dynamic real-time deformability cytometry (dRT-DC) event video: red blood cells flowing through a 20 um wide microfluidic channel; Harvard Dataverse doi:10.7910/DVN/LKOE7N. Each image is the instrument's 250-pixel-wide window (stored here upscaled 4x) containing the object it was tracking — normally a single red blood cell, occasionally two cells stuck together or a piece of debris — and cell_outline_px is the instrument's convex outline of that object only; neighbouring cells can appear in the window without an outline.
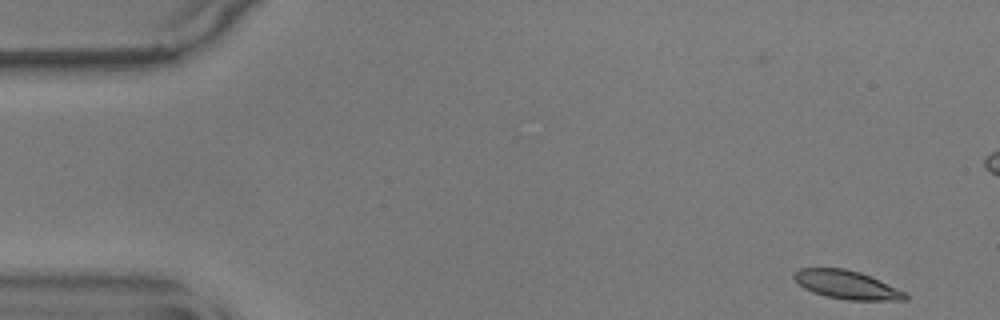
{"species": "common noctule bat (a hibernating species)", "species_latin": "Nyctalus noctula", "temperature_condition": "warm", "stored_images_in_passage": 10, "camera_frame_rate_fps": 3000, "um_per_image_px": 0.085, "animal": {"sex": "male", "body_mass_g": 17.9}, "frame": {"image": 1, "passage_image": 1, "time_ms": 0.0, "image_size_px": [1000, 320], "cell_outline_px": [[908, 300], [848, 300], [824, 296], [812, 292], [804, 288], [792, 276], [792, 272], [800, 268], [844, 268], [860, 272], [904, 292], [908, 296]], "centroid_in_image_um": [71.91, 24.2], "position_along_channel_um": 13.1, "area_um2": 18.26}}